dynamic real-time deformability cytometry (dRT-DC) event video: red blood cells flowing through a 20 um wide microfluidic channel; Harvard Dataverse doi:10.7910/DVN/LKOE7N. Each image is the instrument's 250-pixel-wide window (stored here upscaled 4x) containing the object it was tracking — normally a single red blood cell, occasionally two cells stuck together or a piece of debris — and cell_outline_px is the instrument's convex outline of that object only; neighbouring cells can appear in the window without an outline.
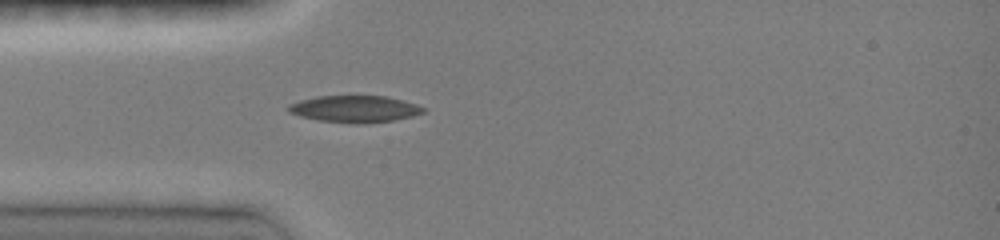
{"species": "common noctule bat (a hibernating species)", "species_latin": "Nyctalus noctula", "temperature_condition": "room temperature", "stored_images_in_passage": 1, "camera_frame_rate_fps": 3000, "um_per_image_px": 0.085, "animal": {"sex": "female", "body_mass_g": 19.0, "forearm_length_mm": 51.5}, "frame": {"image": 1, "passage_image": 1, "time_ms": 0.0, "image_size_px": [1000, 240], "cell_outline_px": [[424, 112], [412, 116], [392, 120], [364, 124], [352, 124], [316, 120], [300, 116], [288, 112], [288, 104], [300, 100], [316, 96], [384, 96], [404, 100], [416, 104], [424, 108]], "centroid_in_image_um": [30.11, 9.27], "position_along_channel_um": 54.9, "area_um2": 21.15}}